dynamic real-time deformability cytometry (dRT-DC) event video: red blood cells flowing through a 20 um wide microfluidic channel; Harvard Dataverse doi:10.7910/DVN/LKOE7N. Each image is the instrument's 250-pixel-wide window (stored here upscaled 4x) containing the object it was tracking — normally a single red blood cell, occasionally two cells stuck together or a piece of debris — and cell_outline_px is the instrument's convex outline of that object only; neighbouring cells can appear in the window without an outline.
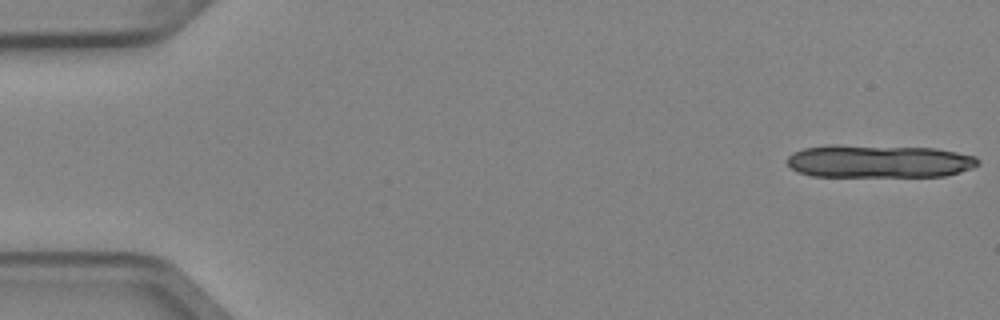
{"species": "Egyptian fruit bat (a non-hibernating species)", "species_latin": "Rousettus aegyptiacus", "temperature_condition": "cold", "stored_images_in_passage": 5, "camera_frame_rate_fps": 3000, "um_per_image_px": 0.085, "animal": {"sex": "female"}, "frame": {"image": 1, "passage_image": 1, "time_ms": 0.0, "image_size_px": [1000, 320], "cell_outline_px": [[980, 164], [972, 168], [960, 172], [944, 176], [812, 176], [796, 172], [788, 164], [788, 156], [792, 152], [804, 148], [832, 144], [836, 144], [936, 148], [976, 156], [980, 160]], "centroid_in_image_um": [74.71, 13.7], "position_along_channel_um": 10.3, "area_um2": 36.99}}